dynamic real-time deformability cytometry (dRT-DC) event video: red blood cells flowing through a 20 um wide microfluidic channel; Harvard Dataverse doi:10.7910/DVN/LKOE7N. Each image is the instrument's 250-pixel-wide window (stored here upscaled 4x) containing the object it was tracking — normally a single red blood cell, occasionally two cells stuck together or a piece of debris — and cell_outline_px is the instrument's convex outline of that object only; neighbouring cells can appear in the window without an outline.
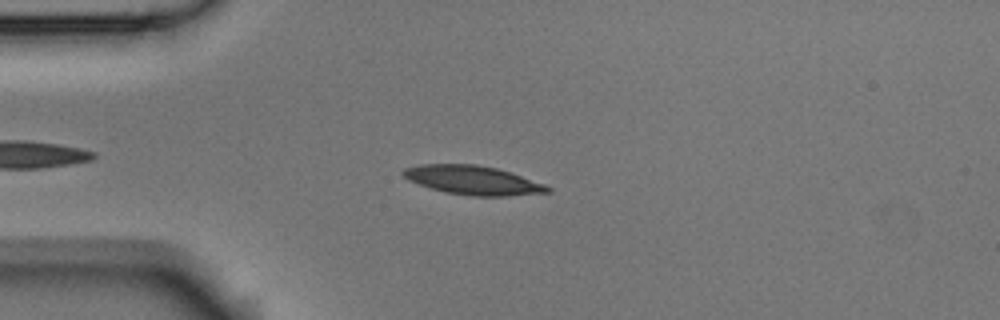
{"species": "Egyptian fruit bat (a non-hibernating species)", "species_latin": "Rousettus aegyptiacus", "temperature_condition": "room temperature", "stored_images_in_passage": 4, "camera_frame_rate_fps": 3000, "um_per_image_px": 0.085, "animal": {"sex": "male"}, "frame": {"image": 1, "passage_image": 2, "time_ms": 0.333, "image_size_px": [1000, 320], "cell_outline_px": [[552, 192], [508, 196], [472, 196], [444, 192], [408, 180], [400, 172], [404, 168], [420, 164], [476, 164], [496, 168], [544, 184], [552, 188]], "centroid_in_image_um": [40.18, 15.32], "position_along_channel_um": 44.8, "area_um2": 24.22}}
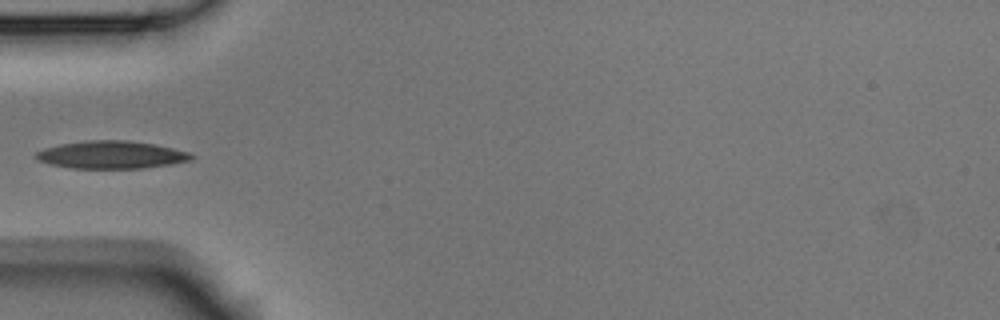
{"frame": {"image": 2, "passage_image": 3, "time_ms": 0.667, "image_size_px": [1000, 320], "cell_outline_px": [[196, 156], [192, 160], [172, 164], [144, 168], [68, 168], [52, 164], [40, 160], [36, 156], [36, 152], [44, 148], [60, 144], [84, 140], [128, 140], [152, 144], [172, 148], [188, 152]], "centroid_in_image_um": [9.49, 13.15], "position_along_channel_um": 75.5, "area_um2": 24.97}}
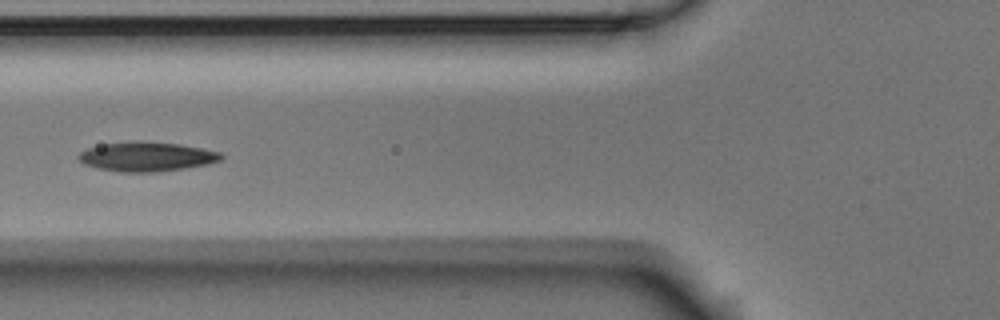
{"frame": {"image": 3, "passage_image": 4, "time_ms": 1.0, "image_size_px": [1000, 320], "cell_outline_px": [[224, 156], [220, 160], [208, 164], [184, 168], [156, 172], [120, 172], [96, 168], [84, 164], [76, 156], [80, 152], [88, 148], [104, 144], [136, 140], [140, 140], [180, 144], [220, 152]], "centroid_in_image_um": [12.44, 13.31], "position_along_channel_um": 113.4, "area_um2": 24.51}}